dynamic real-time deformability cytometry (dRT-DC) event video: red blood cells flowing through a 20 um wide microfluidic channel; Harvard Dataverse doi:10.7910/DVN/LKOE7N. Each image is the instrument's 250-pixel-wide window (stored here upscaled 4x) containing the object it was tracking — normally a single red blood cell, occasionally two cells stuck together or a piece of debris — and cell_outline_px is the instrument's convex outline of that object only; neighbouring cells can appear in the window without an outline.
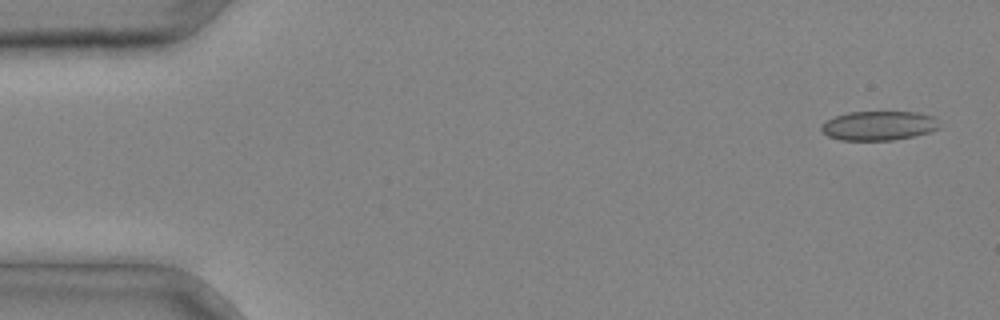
{"species": "common noctule bat (a hibernating species)", "species_latin": "Nyctalus noctula", "temperature_condition": "cold", "stored_images_in_passage": 9, "camera_frame_rate_fps": 3000, "um_per_image_px": 0.085, "animal": {"sex": "male", "body_mass_g": 20.4}, "frame": {"image": 1, "passage_image": 2, "time_ms": 0.333, "image_size_px": [1000, 320], "cell_outline_px": [[940, 128], [928, 132], [912, 136], [892, 140], [840, 140], [828, 136], [820, 128], [820, 124], [836, 116], [848, 112], [920, 112], [936, 116]], "centroid_in_image_um": [74.71, 10.67], "position_along_channel_um": 10.3, "area_um2": 20.17}}